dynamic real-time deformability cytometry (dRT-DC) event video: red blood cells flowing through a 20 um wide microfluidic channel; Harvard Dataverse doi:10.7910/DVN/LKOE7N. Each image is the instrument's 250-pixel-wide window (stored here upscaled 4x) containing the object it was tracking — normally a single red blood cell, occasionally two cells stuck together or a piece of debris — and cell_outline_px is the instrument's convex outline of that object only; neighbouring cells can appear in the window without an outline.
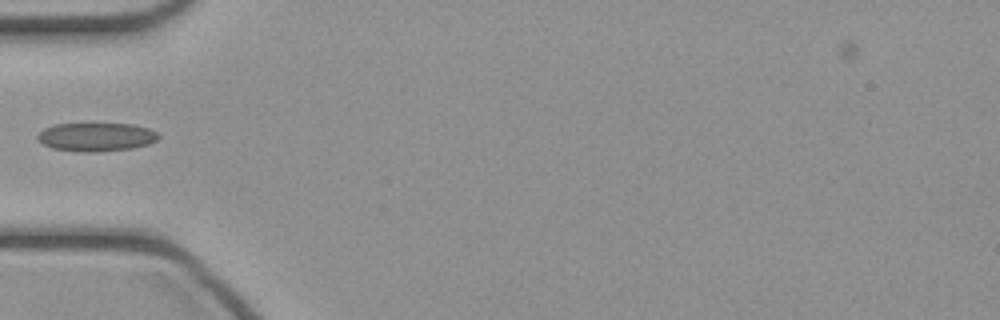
{"species": "common noctule bat (a hibernating species)", "species_latin": "Nyctalus noctula", "temperature_condition": "cold", "stored_images_in_passage": 32, "camera_frame_rate_fps": 3000, "um_per_image_px": 0.085, "animal": {"sex": "female", "body_mass_g": 21.9}, "frame": {"image": 1, "passage_image": 1, "time_ms": 0.0, "image_size_px": [1000, 320], "cell_outline_px": [[160, 136], [156, 140], [148, 144], [132, 148], [96, 152], [80, 152], [52, 148], [36, 140], [36, 136], [44, 128], [52, 124], [132, 124], [148, 128], [156, 132]], "centroid_in_image_um": [8.14, 11.64], "position_along_channel_um": 76.9, "area_um2": 20.11}}
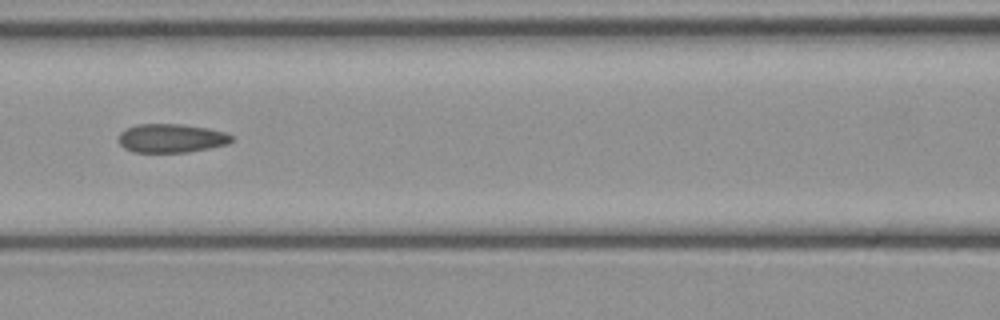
{"frame": {"image": 2, "passage_image": 6, "time_ms": 1.667, "image_size_px": [1000, 320], "cell_outline_px": [[232, 140], [228, 144], [188, 152], [132, 152], [124, 148], [120, 144], [120, 132], [136, 124], [180, 124], [208, 128], [224, 132], [232, 136]], "centroid_in_image_um": [14.55, 11.75], "position_along_channel_um": 152.0, "area_um2": 18.79}}
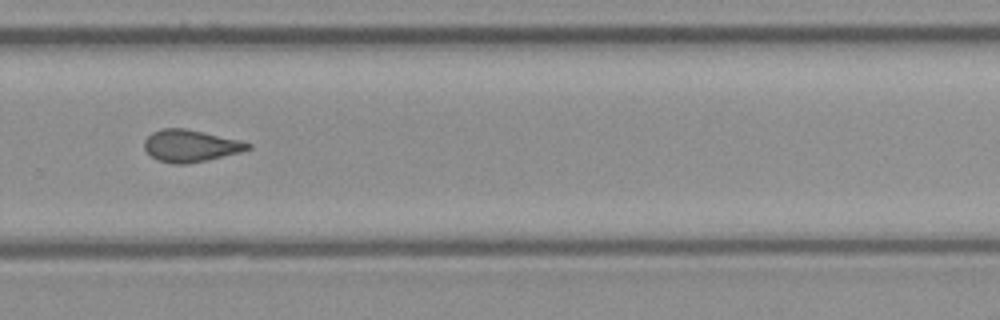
{"frame": {"image": 3, "passage_image": 17, "time_ms": 5.333, "image_size_px": [1000, 320], "cell_outline_px": [[252, 148], [240, 152], [208, 160], [188, 164], [172, 164], [156, 160], [144, 148], [144, 140], [152, 132], [160, 128], [184, 128], [240, 140], [252, 144]], "centroid_in_image_um": [16.18, 12.4], "position_along_channel_um": 313.6, "area_um2": 19.42}}